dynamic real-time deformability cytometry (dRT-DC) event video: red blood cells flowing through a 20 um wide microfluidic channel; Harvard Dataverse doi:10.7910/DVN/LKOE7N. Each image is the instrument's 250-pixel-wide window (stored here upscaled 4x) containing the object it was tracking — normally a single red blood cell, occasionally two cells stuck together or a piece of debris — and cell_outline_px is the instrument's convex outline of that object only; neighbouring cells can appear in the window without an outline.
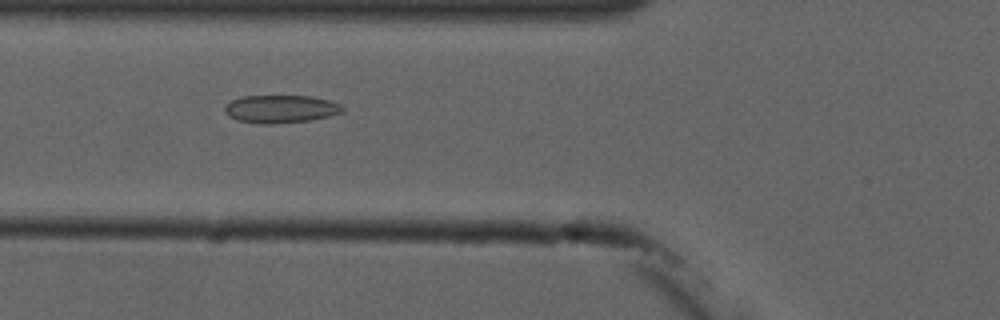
{"species": "common noctule bat (a hibernating species)", "species_latin": "Nyctalus noctula", "temperature_condition": "cold", "stored_images_in_passage": 7, "camera_frame_rate_fps": 3000, "um_per_image_px": 0.085, "animal": {"sex": "male", "forearm_length_mm": 52.5}, "frame": {"image": 1, "passage_image": 3, "time_ms": 2.333, "image_size_px": [1000, 320], "cell_outline_px": [[344, 112], [328, 116], [308, 120], [272, 124], [260, 124], [236, 120], [228, 116], [224, 112], [224, 104], [232, 100], [244, 96], [312, 96], [328, 100], [340, 104], [344, 108]], "centroid_in_image_um": [23.82, 9.26], "position_along_channel_um": 102.0, "area_um2": 19.19}}
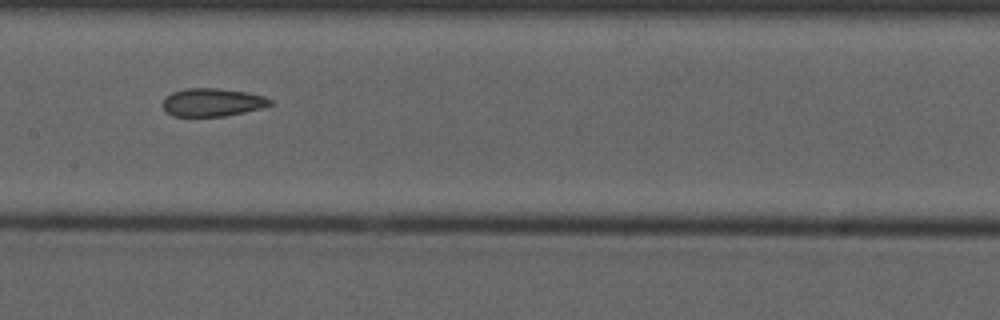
{"frame": {"image": 2, "passage_image": 5, "time_ms": 4.667, "image_size_px": [1000, 320], "cell_outline_px": [[272, 104], [260, 108], [244, 112], [224, 116], [172, 116], [160, 104], [172, 92], [188, 88], [216, 88], [244, 92], [264, 96], [272, 100]], "centroid_in_image_um": [18.03, 8.7], "position_along_channel_um": 189.4, "area_um2": 17.34}}
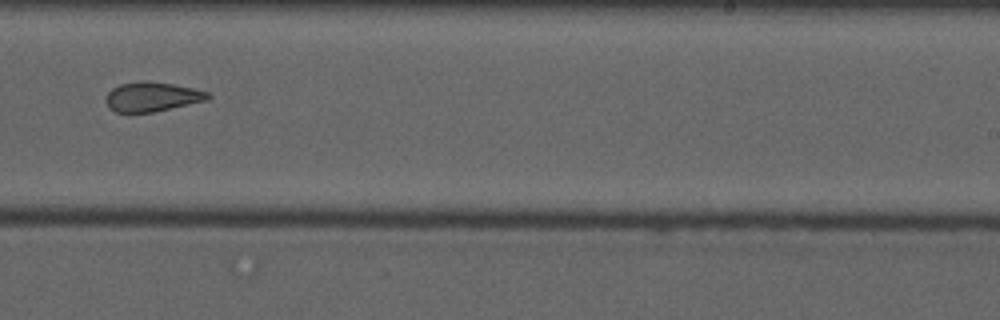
{"frame": {"image": 3, "passage_image": 7, "time_ms": 7.0, "image_size_px": [1000, 320], "cell_outline_px": [[212, 96], [208, 100], [152, 112], [116, 112], [108, 108], [104, 100], [108, 92], [112, 88], [120, 84], [140, 80], [148, 80], [172, 84], [192, 88], [208, 92]], "centroid_in_image_um": [12.89, 8.21], "position_along_channel_um": 276.1, "area_um2": 17.63}}